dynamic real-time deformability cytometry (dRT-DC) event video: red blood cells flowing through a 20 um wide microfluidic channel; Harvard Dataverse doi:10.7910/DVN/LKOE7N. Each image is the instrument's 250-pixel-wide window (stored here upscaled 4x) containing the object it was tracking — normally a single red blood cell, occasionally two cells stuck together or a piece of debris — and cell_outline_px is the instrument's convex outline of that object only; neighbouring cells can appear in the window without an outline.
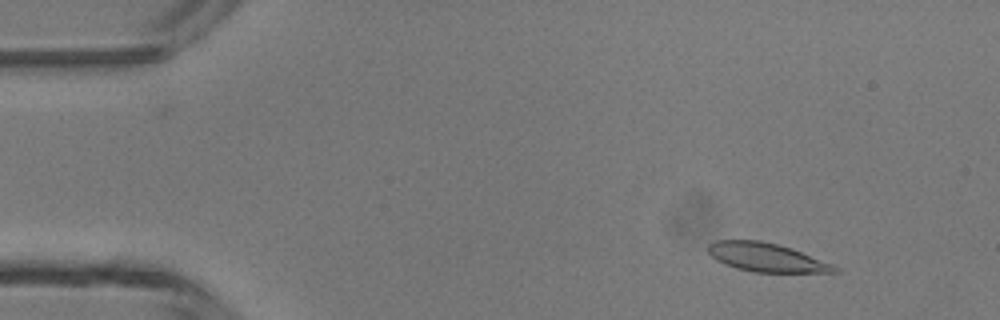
{"species": "common noctule bat (a hibernating species)", "species_latin": "Nyctalus noctula", "temperature_condition": "room temperature", "stored_images_in_passage": 38, "camera_frame_rate_fps": 3000, "um_per_image_px": 0.085, "animal": {"sex": "male", "body_mass_g": 13.3}, "frame": {"image": 1, "passage_image": 5, "time_ms": 1.333, "image_size_px": [1000, 320], "cell_outline_px": [[840, 272], [752, 272], [736, 268], [724, 264], [716, 260], [708, 252], [708, 244], [716, 240], [760, 240], [792, 248], [832, 264], [840, 268]], "centroid_in_image_um": [65.13, 21.88], "position_along_channel_um": 19.9, "area_um2": 21.1}}
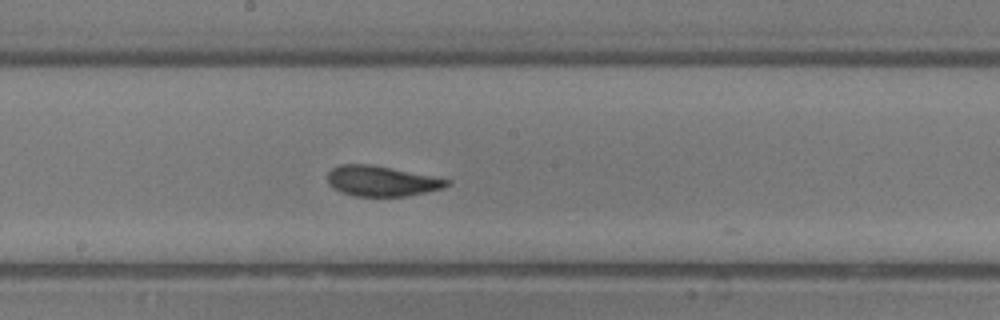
{"frame": {"image": 2, "passage_image": 25, "time_ms": 8.0, "image_size_px": [1000, 320], "cell_outline_px": [[452, 184], [444, 188], [408, 196], [352, 196], [340, 192], [332, 188], [328, 184], [328, 172], [332, 168], [340, 164], [372, 164], [452, 180]], "centroid_in_image_um": [32.43, 15.39], "position_along_channel_um": 215.8, "area_um2": 21.33}}
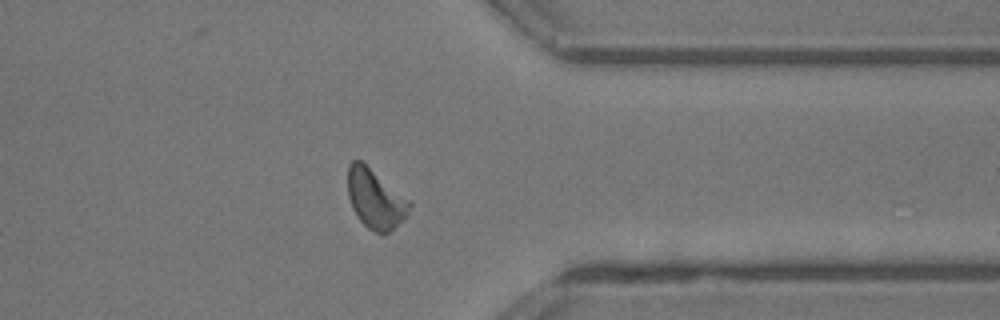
{"frame": {"image": 3, "passage_image": 37, "time_ms": 12.0, "image_size_px": [1000, 320], "cell_outline_px": [[412, 204], [408, 216], [404, 220], [388, 232], [376, 232], [368, 228], [356, 216], [352, 208], [348, 196], [348, 164], [352, 160], [360, 160], [408, 200]], "centroid_in_image_um": [31.89, 16.92], "position_along_channel_um": 379.5, "area_um2": 20.92}}